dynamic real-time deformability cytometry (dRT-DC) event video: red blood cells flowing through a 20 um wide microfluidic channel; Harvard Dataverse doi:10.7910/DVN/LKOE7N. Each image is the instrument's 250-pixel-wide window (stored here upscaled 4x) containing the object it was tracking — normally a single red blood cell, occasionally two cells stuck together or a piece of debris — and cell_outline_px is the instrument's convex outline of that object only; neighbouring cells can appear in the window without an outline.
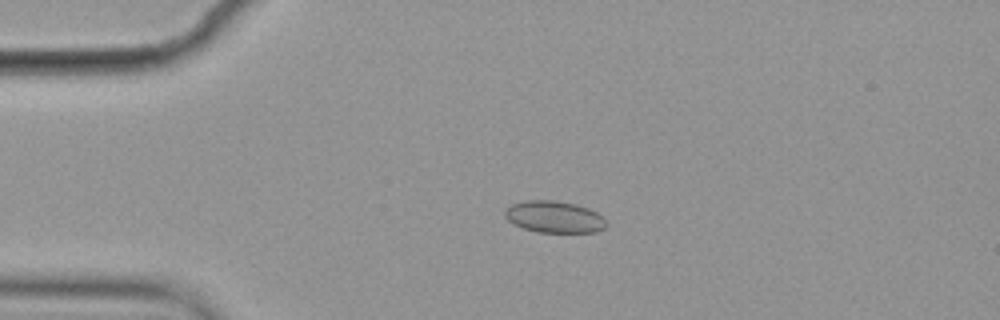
{"species": "common noctule bat (a hibernating species)", "species_latin": "Nyctalus noctula", "temperature_condition": "cold", "stored_images_in_passage": 5, "camera_frame_rate_fps": 3000, "um_per_image_px": 0.085, "animal": {"sex": "female", "body_mass_g": 19.9}, "frame": {"image": 1, "passage_image": 4, "time_ms": 1.0, "image_size_px": [1000, 320], "cell_outline_px": [[608, 224], [604, 228], [596, 232], [536, 232], [512, 224], [504, 216], [504, 208], [512, 204], [524, 200], [552, 200], [576, 204], [588, 208], [604, 216]], "centroid_in_image_um": [47.1, 18.43], "position_along_channel_um": 37.9, "area_um2": 19.02}}